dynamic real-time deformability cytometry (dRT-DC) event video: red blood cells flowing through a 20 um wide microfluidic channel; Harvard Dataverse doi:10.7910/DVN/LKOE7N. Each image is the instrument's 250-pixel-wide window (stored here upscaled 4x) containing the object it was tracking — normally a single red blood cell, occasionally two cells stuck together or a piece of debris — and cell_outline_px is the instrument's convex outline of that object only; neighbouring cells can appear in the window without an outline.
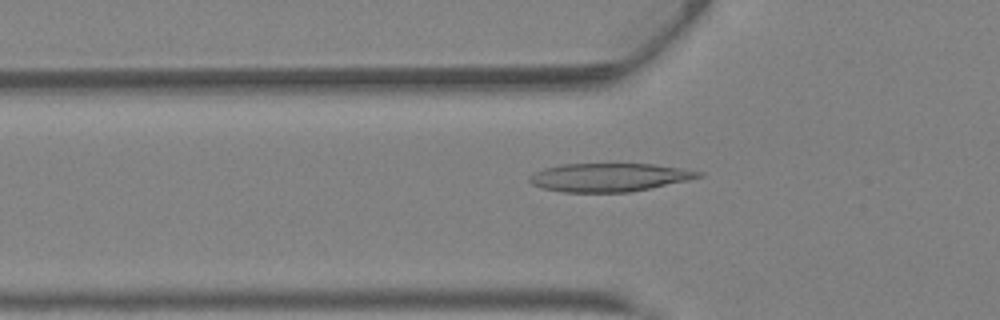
{"species": "Egyptian fruit bat (a non-hibernating species)", "species_latin": "Rousettus aegyptiacus", "temperature_condition": "warm", "stored_images_in_passage": 41, "camera_frame_rate_fps": 3000, "um_per_image_px": 0.085, "animal": {"sex": "female"}, "frame": {"image": 1, "passage_image": 14, "time_ms": 4.333, "image_size_px": [1000, 320], "cell_outline_px": [[704, 176], [688, 180], [628, 192], [564, 192], [540, 188], [532, 184], [528, 180], [536, 172], [544, 168], [560, 164], [652, 164], [680, 168], [704, 172]], "centroid_in_image_um": [51.77, 15.07], "position_along_channel_um": 74.0, "area_um2": 27.69}}
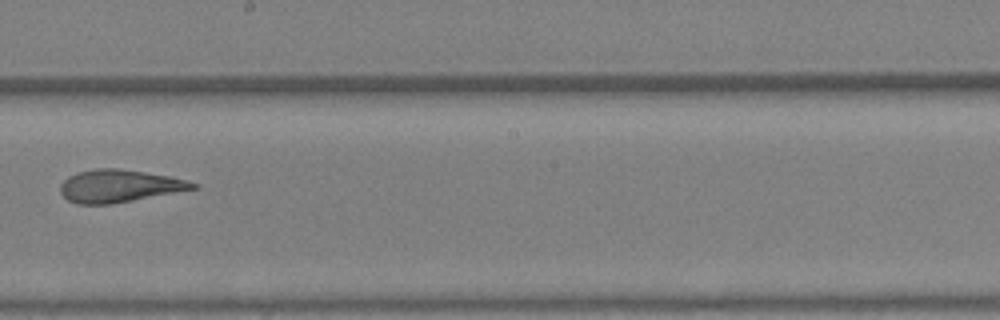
{"frame": {"image": 2, "passage_image": 24, "time_ms": 7.667, "image_size_px": [1000, 320], "cell_outline_px": [[200, 188], [112, 204], [76, 204], [68, 200], [60, 192], [60, 184], [68, 176], [76, 172], [96, 168], [116, 168], [144, 172], [168, 176], [200, 184]], "centroid_in_image_um": [10.13, 15.81], "position_along_channel_um": 238.1, "area_um2": 25.2}}
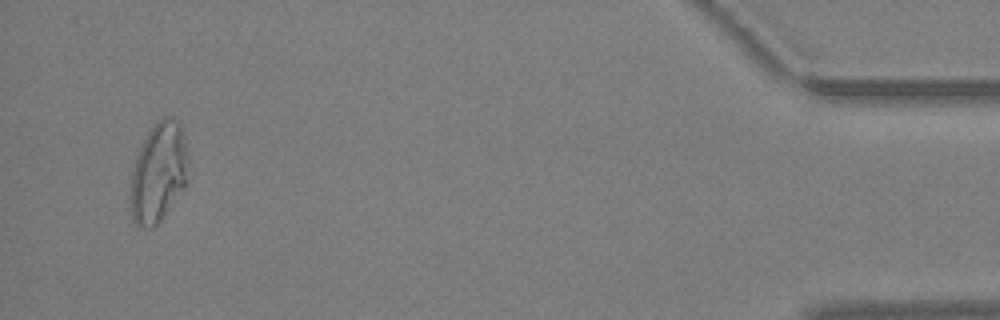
{"frame": {"image": 3, "passage_image": 40, "time_ms": 13.0, "image_size_px": [1000, 320], "cell_outline_px": [[188, 184], [160, 220], [152, 228], [144, 228], [136, 224], [132, 220], [128, 196], [132, 172], [136, 156], [148, 132], [164, 116], [172, 116], [180, 120], [188, 152]], "centroid_in_image_um": [13.49, 14.67], "position_along_channel_um": 421.7, "area_um2": 34.22}, "authors_computed_cell_mechanics": {"area_um2": 27.3394, "velocity_mm_per_s": 4.9062, "shape_relaxation_time_tau1_ms": 9.6094, "shape_relaxation_time_tau2_ms": 1.6246, "deformation_change_tau1": 0.3154, "deformation_change_tau2": 0.0829}}